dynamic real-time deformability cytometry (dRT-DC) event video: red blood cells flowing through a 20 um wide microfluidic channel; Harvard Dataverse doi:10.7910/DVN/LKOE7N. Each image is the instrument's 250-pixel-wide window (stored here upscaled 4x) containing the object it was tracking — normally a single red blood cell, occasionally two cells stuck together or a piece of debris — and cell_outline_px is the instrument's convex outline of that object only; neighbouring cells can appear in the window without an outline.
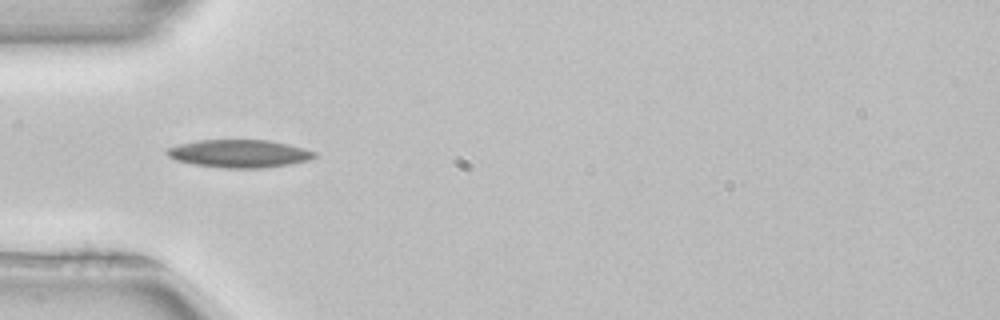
{"species": "common noctule bat (a hibernating species)", "species_latin": "Nyctalus noctula", "temperature_condition": "room temperature", "stored_images_in_passage": 50, "camera_frame_rate_fps": 3000, "um_per_image_px": 0.085, "animal": {"sex": "female", "body_mass_g": 22.7, "forearm_length_mm": 54.2}, "frame": {"image": 1, "passage_image": 15, "time_ms": 4.667, "image_size_px": [1000, 320], "cell_outline_px": [[316, 156], [308, 160], [288, 164], [264, 168], [228, 168], [196, 164], [176, 160], [168, 156], [164, 152], [168, 148], [180, 144], [196, 140], [268, 140], [288, 144], [304, 148], [316, 152]], "centroid_in_image_um": [20.34, 13.05], "position_along_channel_um": 64.7, "area_um2": 23.76}}
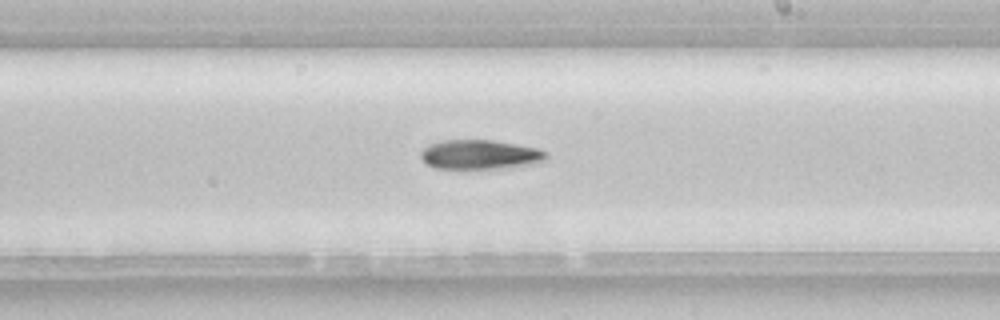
{"frame": {"image": 2, "passage_image": 29, "time_ms": 9.333, "image_size_px": [1000, 320], "cell_outline_px": [[548, 156], [540, 164], [512, 168], [436, 168], [424, 164], [420, 160], [420, 152], [428, 144], [444, 140], [492, 140], [516, 144], [536, 148], [548, 152]], "centroid_in_image_um": [40.82, 13.15], "position_along_channel_um": 248.2, "area_um2": 21.91}, "authors_computed_cell_mechanics": {"area_um2": 22.0796, "velocity_mm_per_s": 3.9539, "shape_relaxation_time_tau1_ms": 8.0224, "shape_relaxation_time_tau2_ms": null, "deformation_change_tau1": 0.1431, "deformation_change_tau2": null}}